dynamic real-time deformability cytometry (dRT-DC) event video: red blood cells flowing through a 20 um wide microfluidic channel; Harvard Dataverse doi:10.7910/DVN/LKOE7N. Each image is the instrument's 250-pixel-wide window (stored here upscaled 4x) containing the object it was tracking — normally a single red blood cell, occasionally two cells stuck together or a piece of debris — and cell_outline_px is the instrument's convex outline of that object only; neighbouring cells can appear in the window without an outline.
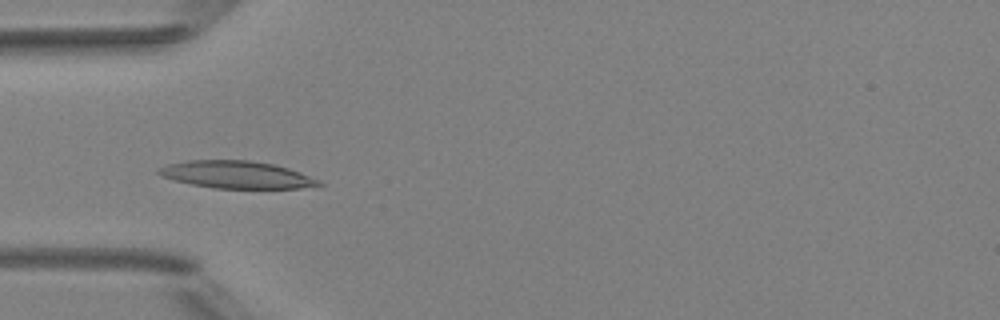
{"species": "Egyptian fruit bat (a non-hibernating species)", "species_latin": "Rousettus aegyptiacus", "temperature_condition": "room temperature", "stored_images_in_passage": 6, "camera_frame_rate_fps": 3000, "um_per_image_px": 0.085, "animal": {"sex": "female"}, "frame": {"image": 1, "passage_image": 4, "time_ms": 3.667, "image_size_px": [1000, 320], "cell_outline_px": [[324, 184], [300, 188], [212, 188], [192, 184], [160, 176], [156, 172], [160, 168], [168, 164], [188, 160], [248, 160], [272, 164], [288, 168], [300, 172], [320, 180]], "centroid_in_image_um": [20.1, 14.84], "position_along_channel_um": 64.9, "area_um2": 25.32}}
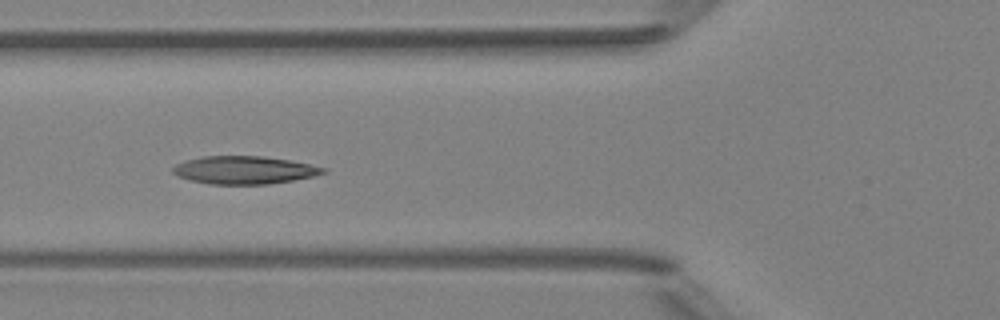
{"frame": {"image": 2, "passage_image": 5, "time_ms": 4.667, "image_size_px": [1000, 320], "cell_outline_px": [[328, 172], [316, 176], [268, 184], [208, 184], [176, 176], [172, 172], [172, 168], [176, 164], [184, 160], [204, 156], [264, 156], [288, 160], [328, 168]], "centroid_in_image_um": [20.76, 14.45], "position_along_channel_um": 105.0, "area_um2": 24.51}}
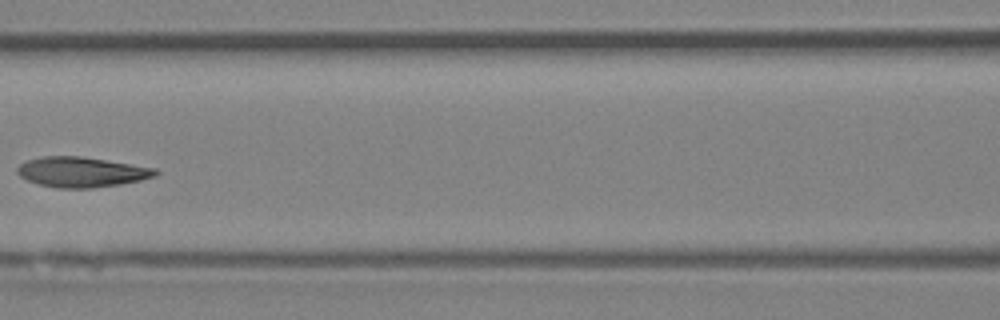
{"frame": {"image": 3, "passage_image": 6, "time_ms": 6.0, "image_size_px": [1000, 320], "cell_outline_px": [[160, 172], [156, 176], [140, 180], [120, 184], [92, 188], [56, 188], [36, 184], [20, 176], [16, 172], [16, 168], [20, 164], [28, 160], [44, 156], [80, 156], [132, 164], [156, 168]], "centroid_in_image_um": [6.93, 14.63], "position_along_channel_um": 159.7, "area_um2": 24.33}}